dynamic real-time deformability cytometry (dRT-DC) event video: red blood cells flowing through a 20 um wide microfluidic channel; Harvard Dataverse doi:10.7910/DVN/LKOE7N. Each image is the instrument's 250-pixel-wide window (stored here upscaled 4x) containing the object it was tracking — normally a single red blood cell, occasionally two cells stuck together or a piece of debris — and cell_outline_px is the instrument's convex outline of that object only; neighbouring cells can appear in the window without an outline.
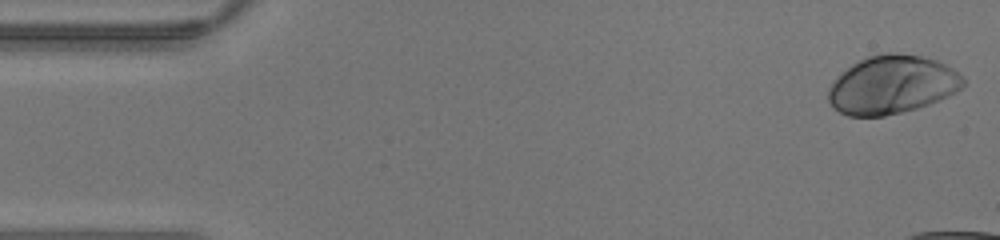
{"species": "human", "species_latin": "Homo sapiens", "temperature_condition": "warm", "stored_images_in_passage": 12, "camera_frame_rate_fps": 3000, "um_per_image_px": 0.085, "donor": {"sex": "male"}, "frame": {"image": 1, "passage_image": 1, "time_ms": 0.0, "image_size_px": [1000, 240], "cell_outline_px": [[964, 84], [956, 92], [948, 96], [928, 104], [916, 108], [884, 116], [848, 116], [832, 108], [828, 100], [828, 88], [840, 72], [852, 64], [868, 56], [884, 52], [896, 52], [924, 56], [936, 60], [952, 68], [964, 76]], "centroid_in_image_um": [75.8, 7.19], "position_along_channel_um": 9.2, "area_um2": 46.07}}
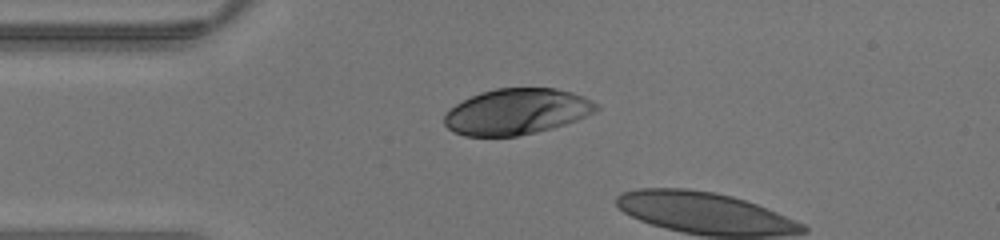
{"frame": {"image": 2, "passage_image": 10, "time_ms": 3.0, "image_size_px": [1000, 240], "cell_outline_px": [[600, 108], [596, 112], [576, 120], [564, 124], [536, 132], [516, 136], [464, 136], [452, 132], [444, 124], [444, 112], [456, 104], [480, 92], [496, 88], [556, 88], [572, 92], [584, 96], [600, 104]], "centroid_in_image_um": [43.92, 9.48], "position_along_channel_um": 41.1, "area_um2": 40.86}}